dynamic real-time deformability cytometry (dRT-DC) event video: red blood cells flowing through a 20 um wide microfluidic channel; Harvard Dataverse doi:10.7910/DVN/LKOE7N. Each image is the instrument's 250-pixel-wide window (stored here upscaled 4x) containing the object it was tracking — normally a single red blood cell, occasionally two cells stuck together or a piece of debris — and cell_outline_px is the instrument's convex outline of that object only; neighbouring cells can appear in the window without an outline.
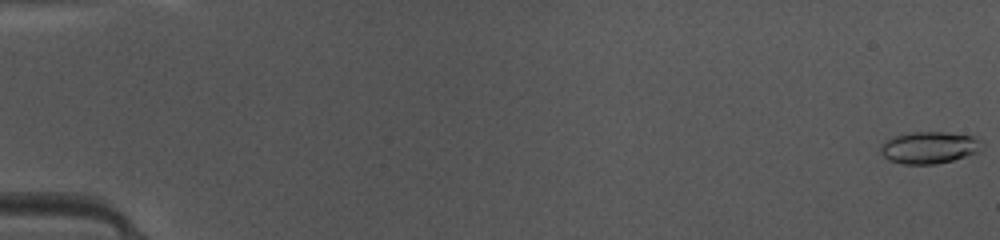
{"species": "common noctule bat (a hibernating species)", "species_latin": "Nyctalus noctula", "temperature_condition": "warm", "stored_images_in_passage": 49, "camera_frame_rate_fps": 3000, "um_per_image_px": 0.085, "animal": {"sex": "female", "body_mass_g": 10.0, "forearm_length_mm": 53.1}, "frame": {"image": 1, "passage_image": 1, "time_ms": 0.0, "image_size_px": [1000, 240], "cell_outline_px": [[984, 140], [976, 152], [952, 160], [936, 164], [904, 164], [888, 160], [880, 152], [880, 148], [888, 140], [896, 136], [916, 132], [948, 132], [972, 136]], "centroid_in_image_um": [79.0, 12.54], "position_along_channel_um": 6.0, "area_um2": 18.5}}
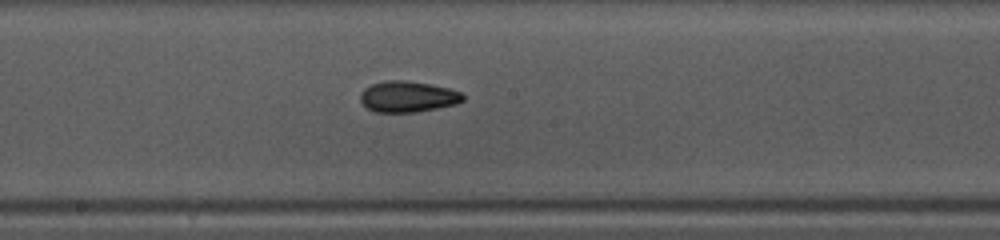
{"frame": {"image": 2, "passage_image": 27, "time_ms": 8.667, "image_size_px": [1000, 240], "cell_outline_px": [[464, 100], [456, 104], [416, 112], [376, 112], [368, 108], [360, 100], [360, 96], [364, 88], [372, 84], [384, 80], [408, 80], [448, 88], [460, 92], [464, 96]], "centroid_in_image_um": [34.65, 8.21], "position_along_channel_um": 213.5, "area_um2": 18.44}}
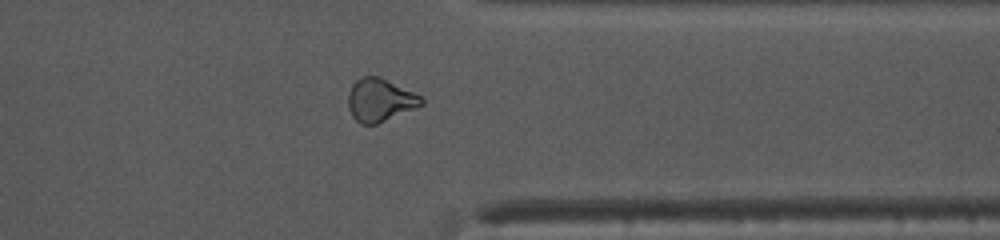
{"frame": {"image": 3, "passage_image": 39, "time_ms": 12.667, "image_size_px": [1000, 240], "cell_outline_px": [[424, 104], [376, 124], [360, 124], [352, 116], [348, 108], [348, 96], [352, 84], [356, 80], [364, 76], [380, 76], [420, 96], [424, 100]], "centroid_in_image_um": [32.27, 8.5], "position_along_channel_um": 379.1, "area_um2": 18.09}, "authors_computed_cell_mechanics": {"area_um2": 18.1492, "velocity_mm_per_s": 4.2021, "shape_relaxation_time_tau1_ms": 5.1205, "shape_relaxation_time_tau2_ms": 3.2245, "deformation_change_tau1": 0.1602, "deformation_change_tau2": 0.1016}}